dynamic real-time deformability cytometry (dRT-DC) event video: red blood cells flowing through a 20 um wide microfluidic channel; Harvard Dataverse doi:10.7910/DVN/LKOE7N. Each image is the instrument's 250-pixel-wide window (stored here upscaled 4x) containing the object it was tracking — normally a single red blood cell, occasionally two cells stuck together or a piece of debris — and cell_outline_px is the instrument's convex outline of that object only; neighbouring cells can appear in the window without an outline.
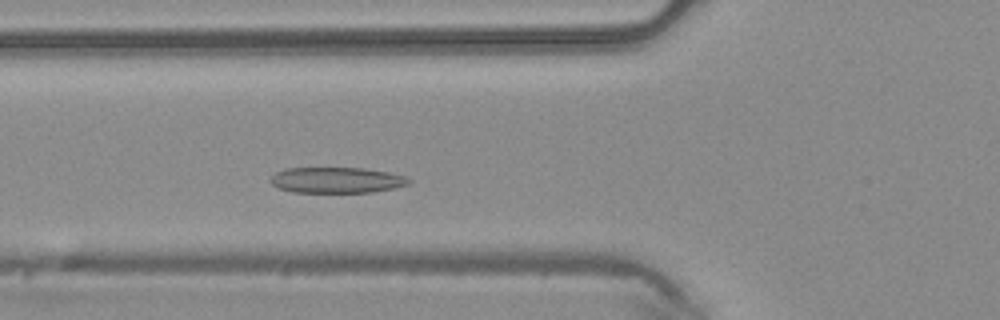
{"species": "common noctule bat (a hibernating species)", "species_latin": "Nyctalus noctula", "temperature_condition": "warm", "stored_images_in_passage": 41, "camera_frame_rate_fps": 3000, "um_per_image_px": 0.085, "animal": {"sex": "male", "body_mass_g": 20.4}, "frame": {"image": 1, "passage_image": 11, "time_ms": 3.333, "image_size_px": [1000, 320], "cell_outline_px": [[412, 180], [408, 184], [396, 188], [372, 192], [292, 192], [276, 188], [268, 180], [276, 172], [284, 168], [364, 168], [392, 172], [404, 176]], "centroid_in_image_um": [28.61, 15.31], "position_along_channel_um": 97.2, "area_um2": 21.04}}
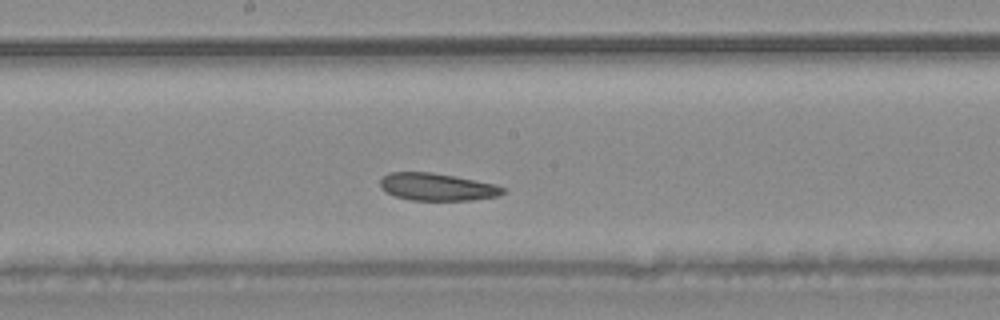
{"frame": {"image": 2, "passage_image": 19, "time_ms": 6.0, "image_size_px": [1000, 320], "cell_outline_px": [[508, 188], [500, 196], [472, 200], [412, 200], [396, 196], [384, 192], [380, 188], [380, 176], [388, 172], [432, 172], [496, 184]], "centroid_in_image_um": [37.14, 15.88], "position_along_channel_um": 211.1, "area_um2": 19.88}}
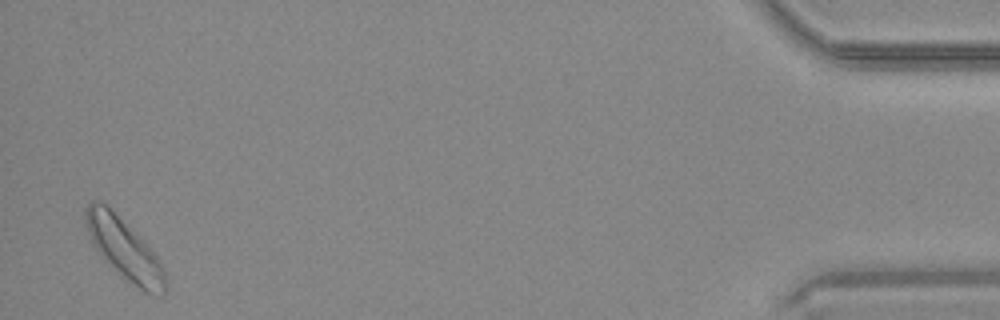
{"frame": {"image": 3, "passage_image": 40, "time_ms": 13.0, "image_size_px": [1000, 320], "cell_outline_px": [[164, 292], [144, 292], [128, 280], [104, 260], [96, 248], [92, 240], [84, 220], [84, 208], [92, 200], [100, 200], [160, 260], [164, 272]], "centroid_in_image_um": [10.49, 21.14], "position_along_channel_um": 424.7, "area_um2": 26.36}}